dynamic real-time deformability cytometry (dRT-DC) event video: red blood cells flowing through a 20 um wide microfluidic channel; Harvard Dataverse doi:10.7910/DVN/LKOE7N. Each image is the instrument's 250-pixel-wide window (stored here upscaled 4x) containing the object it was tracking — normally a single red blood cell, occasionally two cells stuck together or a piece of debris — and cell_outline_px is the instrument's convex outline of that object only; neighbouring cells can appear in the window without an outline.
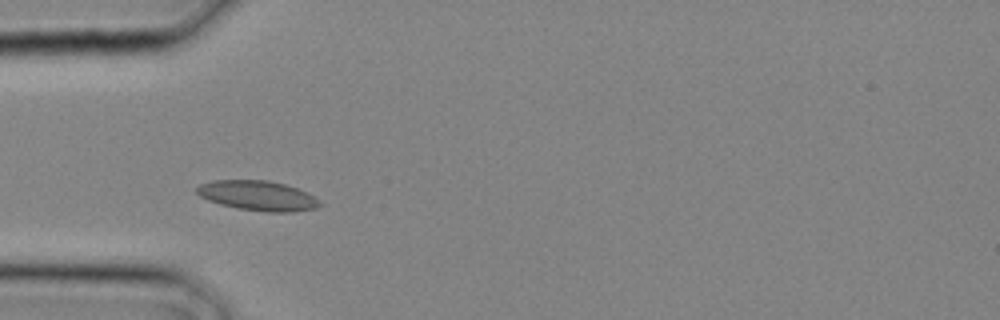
{"species": "common noctule bat (a hibernating species)", "species_latin": "Nyctalus noctula", "temperature_condition": "cold", "stored_images_in_passage": 2, "camera_frame_rate_fps": 3000, "um_per_image_px": 0.085, "animal": {"sex": "male", "body_mass_g": 20.4}, "frame": {"image": 1, "passage_image": 2, "time_ms": 0.333, "image_size_px": [1000, 320], "cell_outline_px": [[324, 204], [316, 208], [292, 212], [268, 212], [236, 208], [220, 204], [208, 200], [200, 196], [196, 192], [196, 188], [200, 184], [212, 180], [268, 180], [284, 184], [308, 192], [320, 200]], "centroid_in_image_um": [21.93, 16.63], "position_along_channel_um": 63.1, "area_um2": 21.56}}